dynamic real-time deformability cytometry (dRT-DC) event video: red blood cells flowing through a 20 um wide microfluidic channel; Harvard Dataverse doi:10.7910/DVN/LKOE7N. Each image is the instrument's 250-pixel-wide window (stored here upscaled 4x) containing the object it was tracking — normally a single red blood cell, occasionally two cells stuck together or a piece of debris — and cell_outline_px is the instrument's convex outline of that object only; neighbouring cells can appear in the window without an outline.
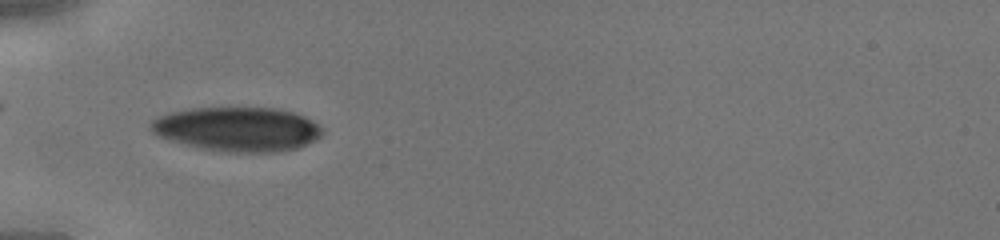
{"species": "human", "species_latin": "Homo sapiens", "temperature_condition": "cold", "stored_images_in_passage": 45, "camera_frame_rate_fps": 3000, "um_per_image_px": 0.085, "donor": {"sex": "male"}, "frame": {"image": 1, "passage_image": 16, "time_ms": 5.0, "image_size_px": [1000, 240], "cell_outline_px": [[324, 132], [320, 136], [296, 148], [280, 152], [220, 152], [200, 148], [156, 136], [148, 128], [152, 120], [156, 116], [168, 112], [192, 108], [276, 108], [292, 112], [304, 116], [312, 120]], "centroid_in_image_um": [20.11, 10.97], "position_along_channel_um": 64.9, "area_um2": 44.33}}
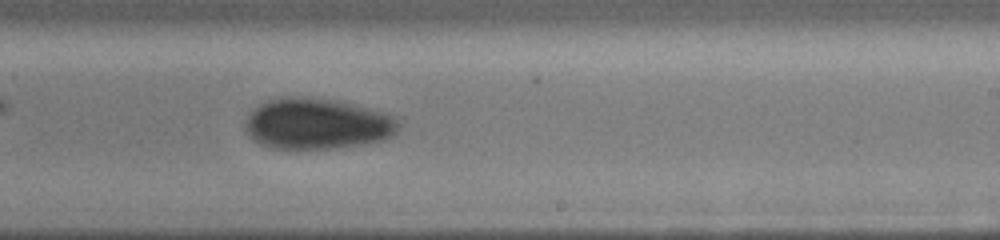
{"frame": {"image": 2, "passage_image": 29, "time_ms": 9.333, "image_size_px": [1000, 240], "cell_outline_px": [[400, 128], [392, 136], [384, 140], [336, 148], [272, 148], [260, 144], [252, 140], [244, 132], [244, 120], [260, 104], [268, 100], [300, 96], [336, 100], [388, 112], [400, 116]], "centroid_in_image_um": [27.01, 10.52], "position_along_channel_um": 262.0, "area_um2": 46.01}}
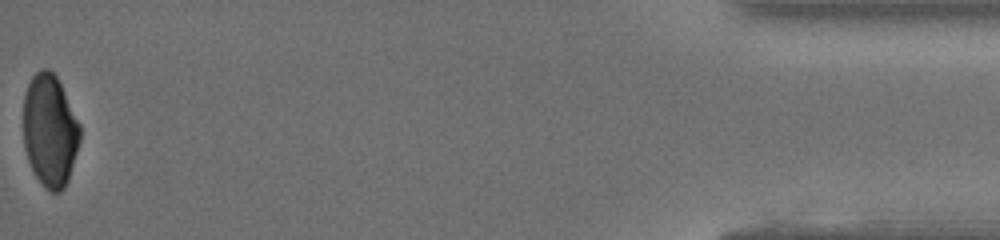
{"frame": {"image": 3, "passage_image": 45, "time_ms": 14.667, "image_size_px": [1000, 240], "cell_outline_px": [[80, 140], [68, 180], [64, 188], [60, 192], [52, 192], [44, 188], [36, 176], [28, 160], [24, 148], [24, 96], [28, 84], [32, 76], [40, 68], [48, 68], [56, 76], [80, 124]], "centroid_in_image_um": [4.23, 11.1], "position_along_channel_um": 431.0, "area_um2": 36.93}}